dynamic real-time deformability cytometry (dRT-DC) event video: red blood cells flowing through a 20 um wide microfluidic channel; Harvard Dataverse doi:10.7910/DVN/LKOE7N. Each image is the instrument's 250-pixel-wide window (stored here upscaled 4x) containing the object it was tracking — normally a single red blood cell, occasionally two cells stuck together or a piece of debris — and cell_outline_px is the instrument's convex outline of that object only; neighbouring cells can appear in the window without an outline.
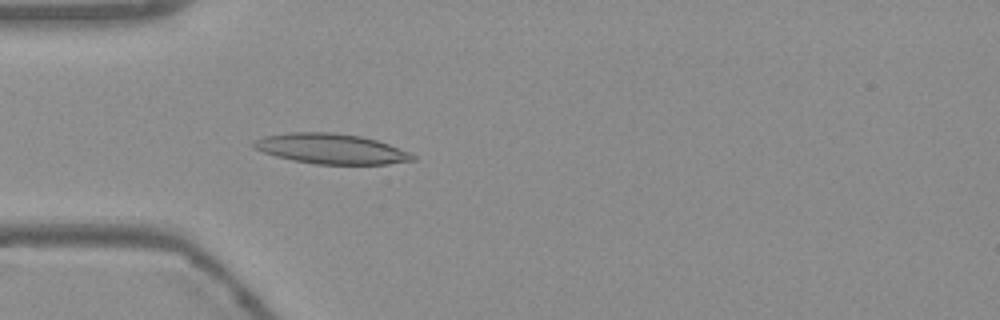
{"species": "Egyptian fruit bat (a non-hibernating species)", "species_latin": "Rousettus aegyptiacus", "temperature_condition": "warm", "stored_images_in_passage": 53, "camera_frame_rate_fps": 3000, "um_per_image_px": 0.085, "frame": {"image": 1, "passage_image": 15, "time_ms": 4.667, "image_size_px": [1000, 320], "cell_outline_px": [[416, 160], [388, 164], [316, 164], [292, 160], [276, 156], [252, 148], [252, 140], [264, 136], [288, 132], [332, 132], [360, 136], [376, 140], [412, 152], [416, 156]], "centroid_in_image_um": [28.14, 12.64], "position_along_channel_um": 56.9, "area_um2": 28.15}}
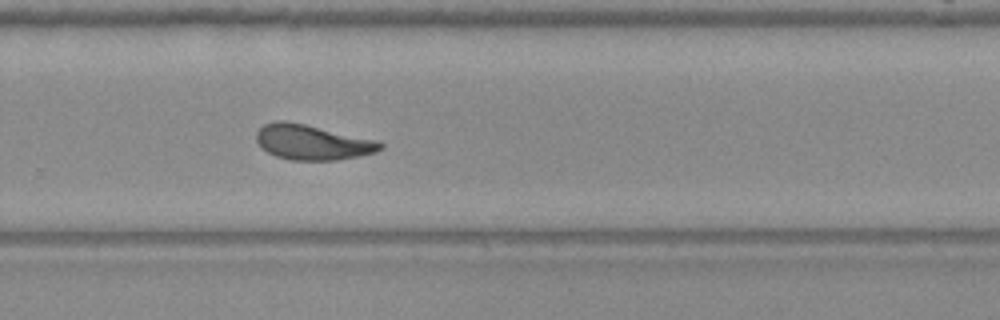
{"frame": {"image": 2, "passage_image": 35, "time_ms": 11.333, "image_size_px": [1000, 320], "cell_outline_px": [[384, 148], [376, 152], [360, 156], [336, 160], [292, 160], [276, 156], [260, 148], [256, 140], [256, 132], [264, 124], [276, 120], [284, 120], [304, 124], [376, 140], [384, 144]], "centroid_in_image_um": [26.53, 12.09], "position_along_channel_um": 303.3, "area_um2": 25.32}}
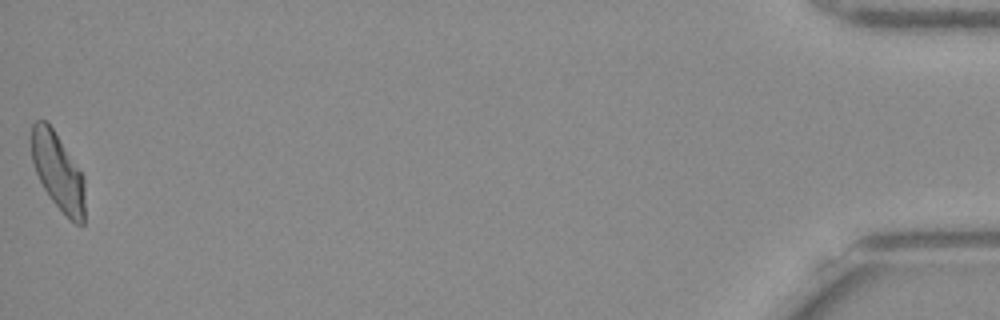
{"frame": {"image": 3, "passage_image": 53, "time_ms": 17.333, "image_size_px": [1000, 320], "cell_outline_px": [[84, 224], [76, 224], [52, 200], [44, 188], [36, 172], [32, 160], [28, 140], [32, 124], [36, 120], [44, 120], [52, 128], [84, 176]], "centroid_in_image_um": [4.88, 14.52], "position_along_channel_um": 430.3, "area_um2": 23.87}, "authors_computed_cell_mechanics": {"area_um2": 25.6632, "velocity_mm_per_s": 3.7563, "shape_relaxation_time_tau1_ms": 5.1222, "shape_relaxation_time_tau2_ms": 1.4762, "deformation_change_tau1": 0.1647, "deformation_change_tau2": 0.0808}}